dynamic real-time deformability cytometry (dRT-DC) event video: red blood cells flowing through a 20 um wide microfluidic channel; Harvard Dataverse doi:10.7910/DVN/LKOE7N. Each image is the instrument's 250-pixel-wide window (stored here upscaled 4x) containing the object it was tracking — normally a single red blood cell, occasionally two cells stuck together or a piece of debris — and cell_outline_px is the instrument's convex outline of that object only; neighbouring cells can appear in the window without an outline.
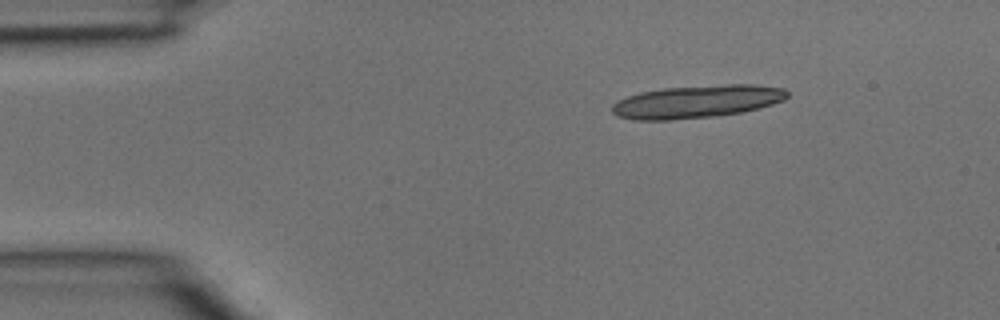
{"species": "common noctule bat (a hibernating species)", "species_latin": "Nyctalus noctula", "temperature_condition": "room temperature", "stored_images_in_passage": 3, "segment_of_instrument_passage": [2, 2], "camera_frame_rate_fps": 3000, "um_per_image_px": 0.085, "animal": {"sex": "male", "body_mass_g": 15.6}, "frame": {"image": 1, "passage_image": 3, "time_ms": 0.667, "image_size_px": [1000, 320], "cell_outline_px": [[788, 96], [784, 100], [760, 108], [740, 112], [716, 116], [668, 120], [636, 120], [616, 116], [612, 112], [612, 104], [616, 100], [640, 92], [664, 88], [728, 84], [752, 84], [784, 88], [788, 92]], "centroid_in_image_um": [59.22, 8.63], "position_along_channel_um": 25.8, "area_um2": 33.52}}